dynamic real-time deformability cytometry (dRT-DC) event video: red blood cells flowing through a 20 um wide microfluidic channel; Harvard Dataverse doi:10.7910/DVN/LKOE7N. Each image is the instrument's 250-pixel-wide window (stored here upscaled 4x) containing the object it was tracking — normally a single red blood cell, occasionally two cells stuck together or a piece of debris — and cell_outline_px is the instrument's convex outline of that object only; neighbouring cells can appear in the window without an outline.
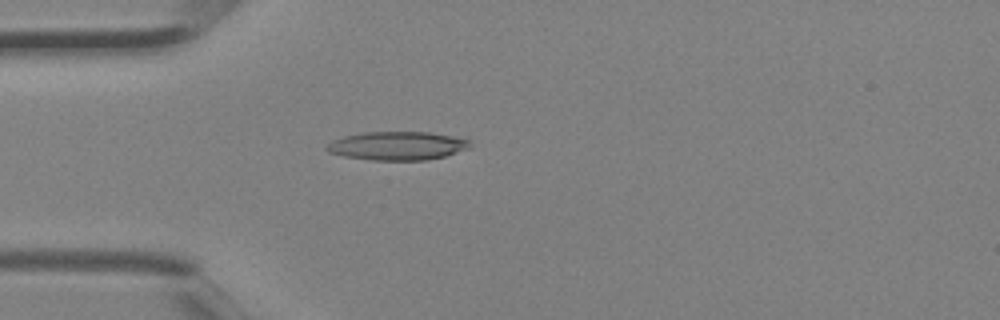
{"species": "Egyptian fruit bat (a non-hibernating species)", "species_latin": "Rousettus aegyptiacus", "temperature_condition": "room temperature", "stored_images_in_passage": 3, "camera_frame_rate_fps": 3000, "um_per_image_px": 0.085, "animal": {"sex": "female"}, "frame": {"image": 1, "passage_image": 3, "time_ms": 0.667, "image_size_px": [1000, 320], "cell_outline_px": [[472, 144], [468, 148], [444, 156], [428, 160], [372, 160], [344, 156], [328, 152], [324, 148], [332, 140], [344, 136], [360, 132], [428, 132], [452, 136], [468, 140]], "centroid_in_image_um": [33.73, 12.39], "position_along_channel_um": 51.3, "area_um2": 23.76}}